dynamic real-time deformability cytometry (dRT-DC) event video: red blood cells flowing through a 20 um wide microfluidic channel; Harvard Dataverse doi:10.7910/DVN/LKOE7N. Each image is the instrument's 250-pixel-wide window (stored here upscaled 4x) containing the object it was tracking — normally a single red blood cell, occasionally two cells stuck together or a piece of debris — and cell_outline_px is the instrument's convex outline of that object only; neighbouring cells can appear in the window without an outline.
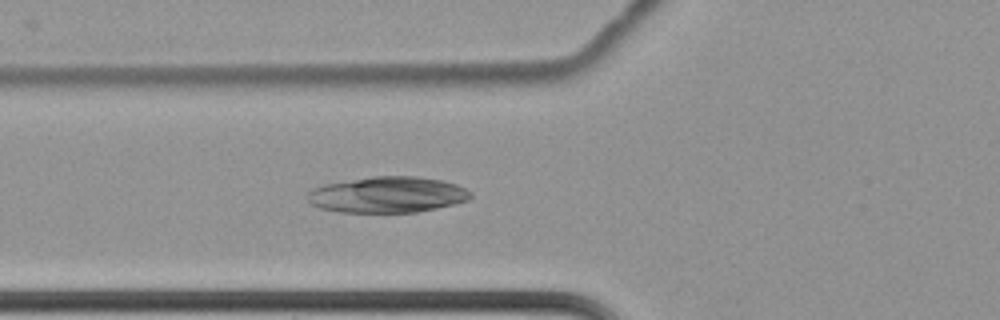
{"species": "common noctule bat (a hibernating species)", "species_latin": "Nyctalus noctula", "temperature_condition": "cold", "stored_images_in_passage": 7, "camera_frame_rate_fps": 3000, "um_per_image_px": 0.085, "animal": {"sex": "female", "body_mass_g": 22.7, "forearm_length_mm": 54.2}, "frame": {"image": 1, "passage_image": 7, "time_ms": 2.0, "image_size_px": [1000, 320], "cell_outline_px": [[472, 196], [468, 200], [456, 204], [416, 212], [340, 212], [320, 208], [308, 204], [308, 192], [312, 188], [324, 184], [372, 176], [416, 176], [440, 180], [456, 184], [472, 192]], "centroid_in_image_um": [32.92, 16.55], "position_along_channel_um": 92.9, "area_um2": 34.33}}